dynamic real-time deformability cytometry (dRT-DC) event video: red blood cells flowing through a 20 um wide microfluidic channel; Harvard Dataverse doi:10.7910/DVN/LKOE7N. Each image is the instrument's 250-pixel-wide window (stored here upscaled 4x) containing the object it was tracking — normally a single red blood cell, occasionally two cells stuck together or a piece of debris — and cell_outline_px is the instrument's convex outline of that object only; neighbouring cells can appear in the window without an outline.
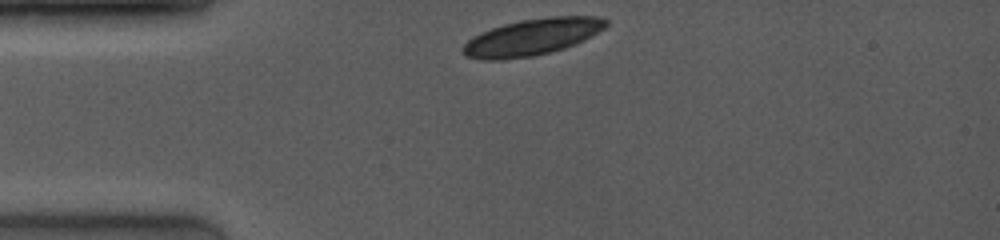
{"species": "common noctule bat (a hibernating species)", "species_latin": "Nyctalus noctula", "temperature_condition": "room temperature", "stored_images_in_passage": 2, "camera_frame_rate_fps": 4000, "um_per_image_px": 0.085, "animal": {"sex": "female", "body_mass_g": 19.0, "forearm_length_mm": 53.3}, "frame": {"image": 1, "passage_image": 1, "time_ms": 0.0, "image_size_px": [1000, 240], "cell_outline_px": [[608, 24], [604, 28], [584, 40], [576, 44], [552, 52], [532, 56], [500, 60], [480, 60], [464, 56], [460, 52], [460, 48], [472, 36], [480, 32], [504, 24], [520, 20], [552, 16], [600, 16], [608, 20]], "centroid_in_image_um": [45.19, 3.16], "position_along_channel_um": 39.8, "area_um2": 30.81}}